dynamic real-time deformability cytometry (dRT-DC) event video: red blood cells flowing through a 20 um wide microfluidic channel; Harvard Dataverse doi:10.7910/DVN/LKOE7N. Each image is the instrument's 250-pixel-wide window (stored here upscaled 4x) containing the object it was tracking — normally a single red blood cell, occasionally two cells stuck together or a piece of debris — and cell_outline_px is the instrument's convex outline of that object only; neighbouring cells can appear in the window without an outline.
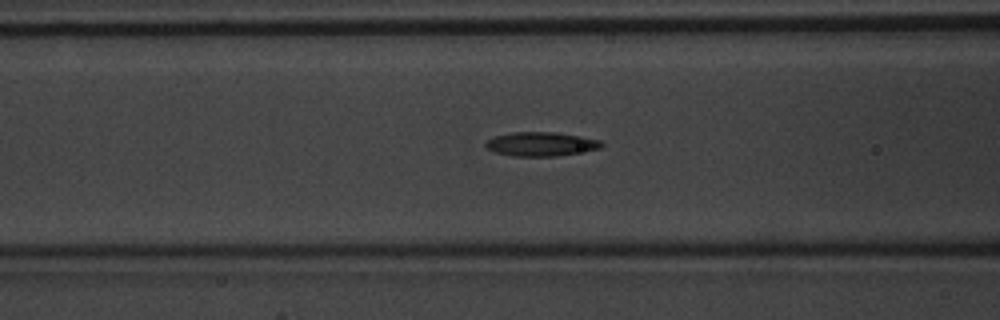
{"species": "common noctule bat (a hibernating species)", "species_latin": "Nyctalus noctula", "temperature_condition": "warm", "stored_images_in_passage": 34, "camera_frame_rate_fps": 3000, "um_per_image_px": 0.085, "animal": {"sex": "male", "body_mass_g": 20.1, "forearm_length_mm": 53.5}, "frame": {"image": 1, "passage_image": 10, "time_ms": 3.0, "image_size_px": [1000, 320], "cell_outline_px": [[604, 144], [600, 148], [556, 156], [512, 156], [496, 152], [488, 148], [484, 144], [488, 140], [496, 136], [512, 132], [556, 132], [580, 136], [600, 140]], "centroid_in_image_um": [45.99, 12.24], "position_along_channel_um": 120.6, "area_um2": 16.01}}
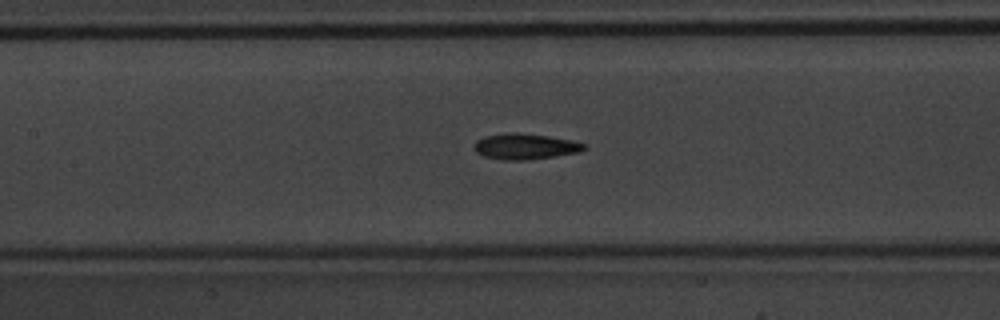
{"frame": {"image": 2, "passage_image": 13, "time_ms": 4.0, "image_size_px": [1000, 320], "cell_outline_px": [[588, 148], [580, 152], [556, 156], [524, 160], [500, 160], [484, 156], [476, 152], [472, 148], [476, 140], [484, 136], [512, 132], [516, 132], [548, 136], [572, 140], [584, 144]], "centroid_in_image_um": [44.62, 12.45], "position_along_channel_um": 162.8, "area_um2": 16.65}}
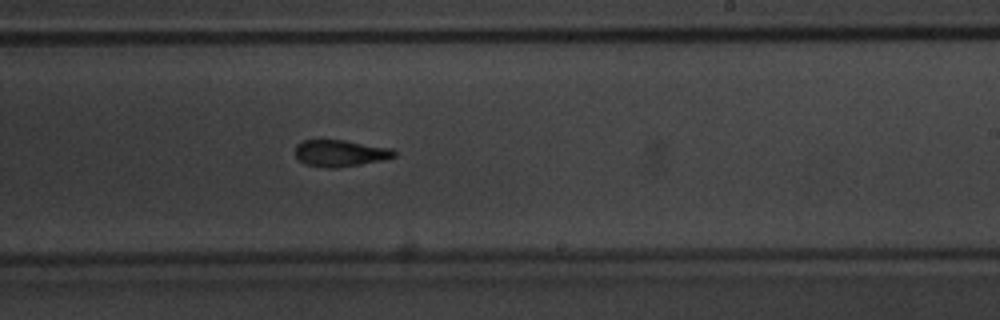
{"frame": {"image": 3, "passage_image": 20, "time_ms": 6.333, "image_size_px": [1000, 320], "cell_outline_px": [[396, 156], [384, 160], [336, 168], [324, 168], [308, 164], [300, 160], [296, 156], [296, 144], [304, 140], [344, 140], [392, 148], [396, 152]], "centroid_in_image_um": [28.95, 13.02], "position_along_channel_um": 260.0, "area_um2": 15.32}}